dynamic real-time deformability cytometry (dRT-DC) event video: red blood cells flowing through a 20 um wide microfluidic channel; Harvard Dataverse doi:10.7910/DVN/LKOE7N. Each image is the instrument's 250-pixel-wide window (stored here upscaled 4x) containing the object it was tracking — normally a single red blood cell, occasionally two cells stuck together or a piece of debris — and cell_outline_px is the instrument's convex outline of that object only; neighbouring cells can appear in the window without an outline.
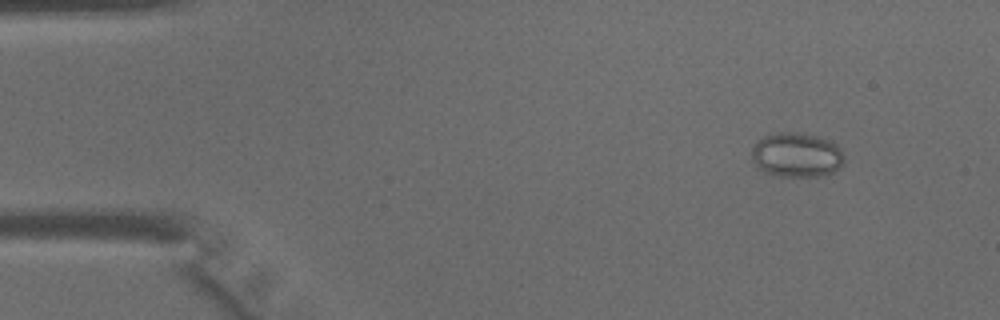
{"species": "common noctule bat (a hibernating species)", "species_latin": "Nyctalus noctula", "temperature_condition": "warm", "stored_images_in_passage": 45, "camera_frame_rate_fps": 3000, "um_per_image_px": 0.085, "animal": {"sex": "male", "body_mass_g": 15.6}, "frame": {"image": 1, "passage_image": 5, "time_ms": 1.333, "image_size_px": [1000, 320], "cell_outline_px": [[844, 160], [840, 168], [832, 172], [820, 176], [780, 176], [764, 172], [752, 160], [752, 148], [756, 140], [764, 136], [780, 132], [792, 132], [816, 136], [832, 140], [840, 148], [844, 156]], "centroid_in_image_um": [67.72, 13.16], "position_along_channel_um": 17.3, "area_um2": 24.04}}
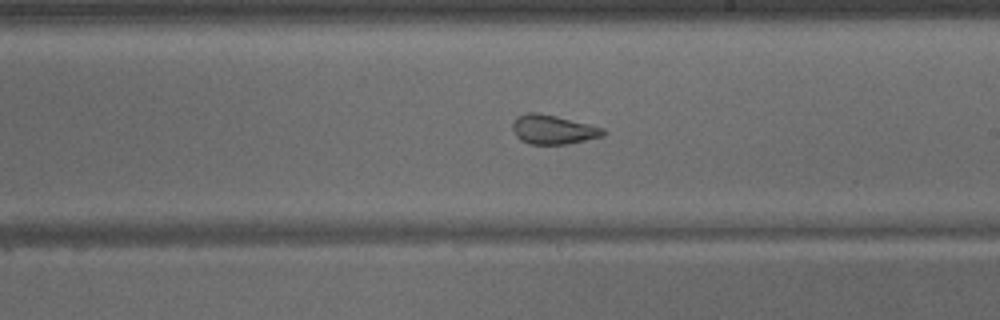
{"frame": {"image": 2, "passage_image": 26, "time_ms": 8.333, "image_size_px": [1000, 320], "cell_outline_px": [[608, 132], [604, 136], [568, 144], [532, 144], [520, 140], [516, 136], [512, 128], [512, 124], [516, 116], [528, 112], [536, 112], [556, 116], [604, 128]], "centroid_in_image_um": [47.02, 11.01], "position_along_channel_um": 242.0, "area_um2": 15.49}}
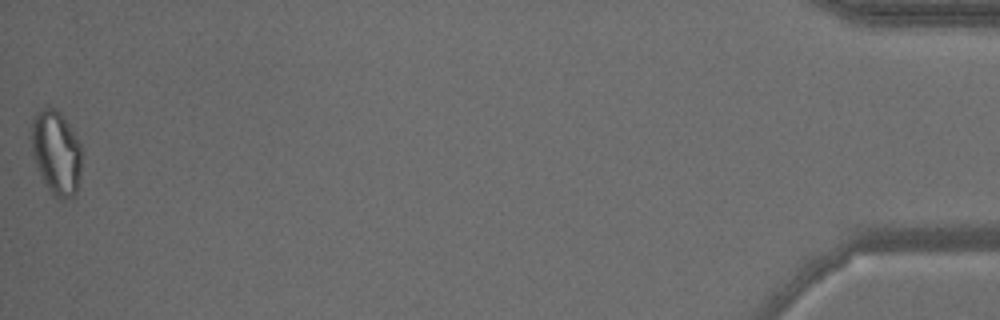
{"frame": {"image": 3, "passage_image": 45, "time_ms": 14.667, "image_size_px": [1000, 320], "cell_outline_px": [[80, 172], [76, 192], [72, 196], [64, 200], [60, 200], [52, 196], [40, 176], [32, 152], [28, 136], [32, 120], [36, 112], [48, 104], [56, 108], [60, 112], [76, 136], [80, 144]], "centroid_in_image_um": [4.72, 12.94], "position_along_channel_um": 430.5, "area_um2": 25.2}}